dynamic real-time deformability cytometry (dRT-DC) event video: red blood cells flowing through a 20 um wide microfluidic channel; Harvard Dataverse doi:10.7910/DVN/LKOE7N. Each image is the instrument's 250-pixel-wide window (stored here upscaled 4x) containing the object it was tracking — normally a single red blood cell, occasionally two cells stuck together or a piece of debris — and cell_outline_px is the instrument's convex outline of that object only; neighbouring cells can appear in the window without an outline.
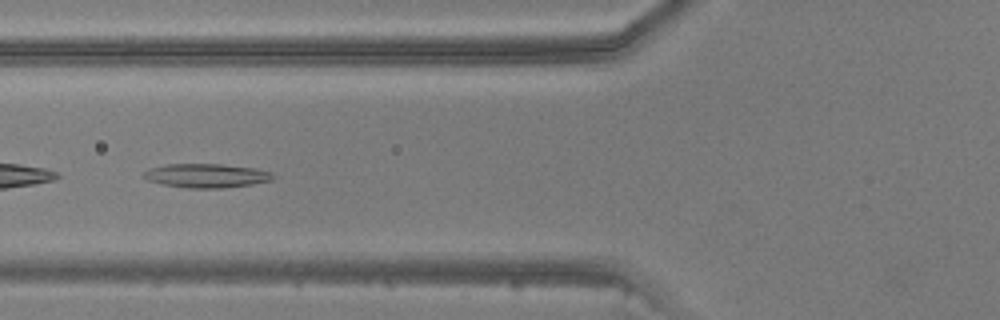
{"species": "common noctule bat (a hibernating species)", "species_latin": "Nyctalus noctula", "temperature_condition": "warm", "stored_images_in_passage": 35, "camera_frame_rate_fps": 3000, "um_per_image_px": 0.085, "animal": {"sex": "male", "body_mass_g": 20.5, "forearm_length_mm": 52.5}, "frame": {"image": 1, "passage_image": 7, "time_ms": 2.0, "image_size_px": [1000, 320], "cell_outline_px": [[276, 176], [272, 180], [252, 184], [224, 188], [188, 188], [164, 184], [148, 180], [144, 176], [144, 172], [152, 168], [168, 164], [220, 164], [252, 168], [272, 172]], "centroid_in_image_um": [17.6, 14.93], "position_along_channel_um": 108.2, "area_um2": 17.8}}
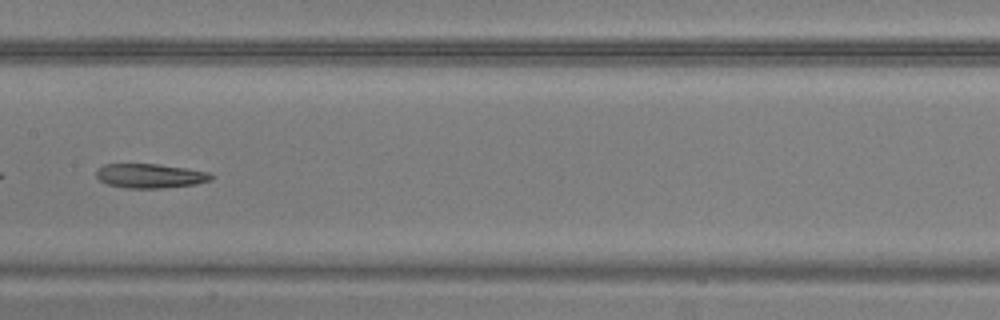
{"frame": {"image": 2, "passage_image": 13, "time_ms": 4.0, "image_size_px": [1000, 320], "cell_outline_px": [[216, 176], [212, 180], [196, 184], [160, 188], [128, 188], [108, 184], [100, 180], [96, 176], [96, 168], [104, 164], [160, 164], [188, 168], [208, 172]], "centroid_in_image_um": [12.79, 14.94], "position_along_channel_um": 194.6, "area_um2": 16.42}}
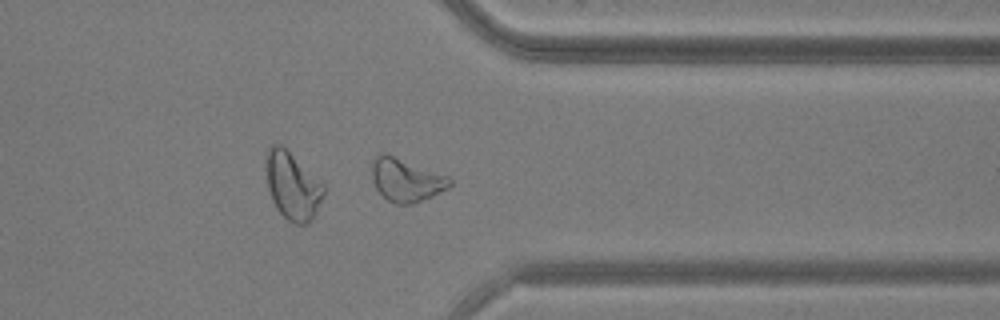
{"frame": {"image": 3, "passage_image": 26, "time_ms": 8.333, "image_size_px": [1000, 320], "cell_outline_px": [[452, 184], [448, 188], [432, 196], [412, 204], [396, 204], [388, 200], [376, 188], [372, 180], [372, 164], [376, 156], [380, 152], [384, 152], [448, 176], [452, 180]], "centroid_in_image_um": [34.52, 15.29], "position_along_channel_um": 376.9, "area_um2": 19.42}}